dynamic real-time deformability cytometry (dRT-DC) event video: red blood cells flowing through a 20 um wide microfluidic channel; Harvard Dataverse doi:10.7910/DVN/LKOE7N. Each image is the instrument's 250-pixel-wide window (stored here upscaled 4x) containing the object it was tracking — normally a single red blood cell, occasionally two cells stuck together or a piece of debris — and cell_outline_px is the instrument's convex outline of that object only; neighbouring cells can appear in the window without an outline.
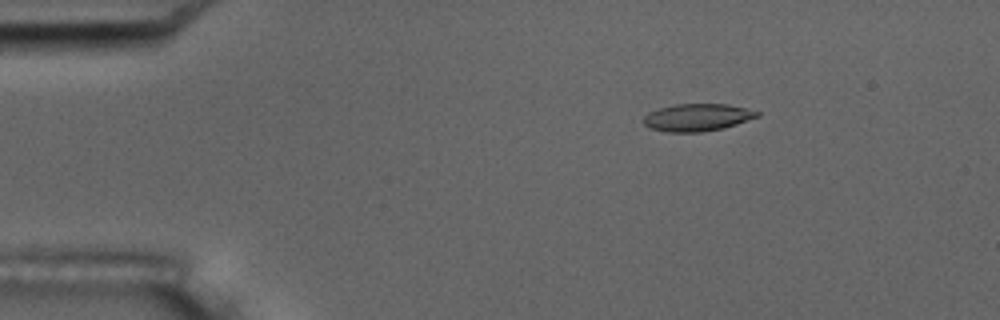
{"species": "common noctule bat (a hibernating species)", "species_latin": "Nyctalus noctula", "temperature_condition": "room temperature", "stored_images_in_passage": 3, "camera_frame_rate_fps": 3000, "um_per_image_px": 0.085, "animal": {"sex": "male", "body_mass_g": 17.5, "forearm_length_mm": 52.3}, "frame": {"image": 1, "passage_image": 1, "time_ms": 0.0, "image_size_px": [1000, 320], "cell_outline_px": [[760, 116], [724, 128], [700, 132], [668, 132], [652, 128], [644, 124], [644, 116], [648, 112], [660, 108], [676, 104], [728, 104], [760, 112]], "centroid_in_image_um": [59.28, 9.98], "position_along_channel_um": 25.7, "area_um2": 17.98}}